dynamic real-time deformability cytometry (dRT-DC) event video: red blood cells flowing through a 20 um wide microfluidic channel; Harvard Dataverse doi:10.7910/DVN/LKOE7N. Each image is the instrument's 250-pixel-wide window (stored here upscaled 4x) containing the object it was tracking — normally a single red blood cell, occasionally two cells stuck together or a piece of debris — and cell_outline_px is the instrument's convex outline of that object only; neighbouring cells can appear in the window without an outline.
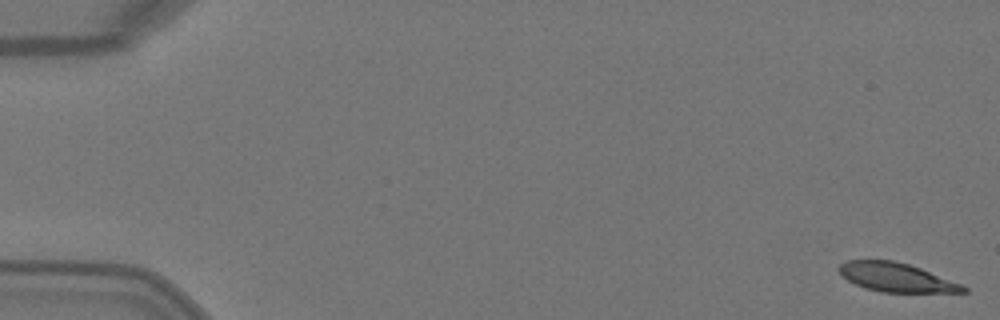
{"species": "Egyptian fruit bat (a non-hibernating species)", "species_latin": "Rousettus aegyptiacus", "temperature_condition": "warm", "stored_images_in_passage": 6, "camera_frame_rate_fps": 3000, "um_per_image_px": 0.085, "animal": {"sex": "female"}, "frame": {"image": 1, "passage_image": 1, "time_ms": 0.0, "image_size_px": [1000, 320], "cell_outline_px": [[968, 292], [880, 292], [864, 288], [848, 280], [840, 272], [840, 264], [848, 260], [892, 260], [908, 264], [920, 268], [960, 284], [968, 288]], "centroid_in_image_um": [76.17, 23.58], "position_along_channel_um": 8.8, "area_um2": 20.52}}
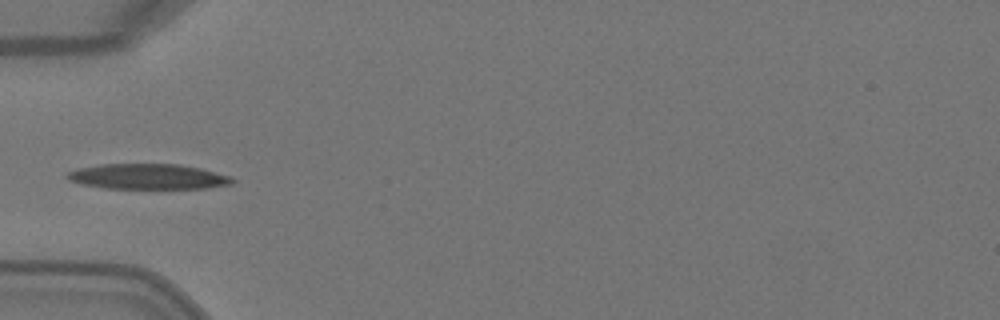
{"frame": {"image": 2, "passage_image": 5, "time_ms": 1.333, "image_size_px": [1000, 320], "cell_outline_px": [[236, 180], [232, 184], [208, 188], [104, 188], [80, 184], [68, 180], [64, 176], [68, 172], [80, 168], [100, 164], [180, 164], [200, 168], [232, 176]], "centroid_in_image_um": [12.59, 15.01], "position_along_channel_um": 72.4, "area_um2": 24.51}}